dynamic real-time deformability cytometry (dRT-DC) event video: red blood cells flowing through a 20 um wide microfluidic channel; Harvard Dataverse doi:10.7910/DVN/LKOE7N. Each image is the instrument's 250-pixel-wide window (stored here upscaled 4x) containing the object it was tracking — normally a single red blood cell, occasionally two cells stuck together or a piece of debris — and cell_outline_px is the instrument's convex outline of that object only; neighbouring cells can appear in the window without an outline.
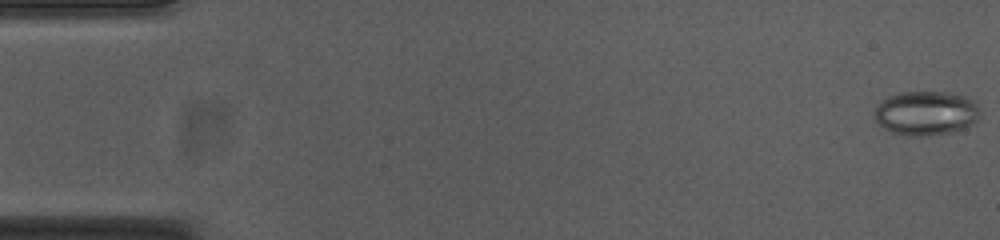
{"species": "common noctule bat (a hibernating species)", "species_latin": "Nyctalus noctula", "temperature_condition": "cold", "stored_images_in_passage": 55, "camera_frame_rate_fps": 3000, "um_per_image_px": 0.085, "animal": {"sex": "female", "body_mass_g": 23.0, "forearm_length_mm": 53.4}, "frame": {"image": 1, "passage_image": 1, "time_ms": 0.0, "image_size_px": [1000, 240], "cell_outline_px": [[980, 116], [972, 124], [964, 128], [948, 132], [928, 136], [904, 136], [892, 132], [884, 128], [876, 120], [872, 112], [888, 96], [900, 92], [944, 92], [964, 96], [976, 100], [980, 108]], "centroid_in_image_um": [78.73, 9.62], "position_along_channel_um": 6.3, "area_um2": 27.34}}
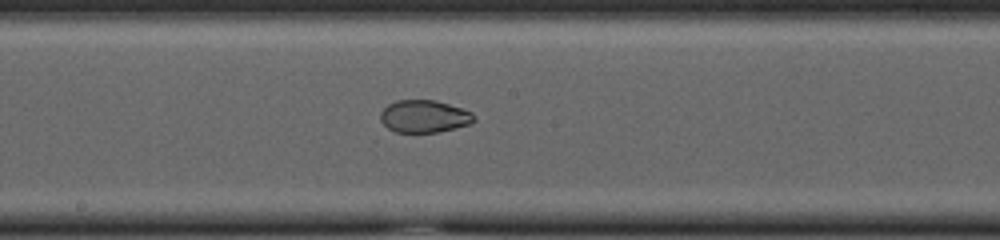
{"frame": {"image": 2, "passage_image": 29, "time_ms": 9.333, "image_size_px": [1000, 240], "cell_outline_px": [[476, 120], [472, 124], [440, 132], [396, 132], [388, 128], [380, 120], [380, 112], [388, 104], [396, 100], [436, 100], [472, 112], [476, 116]], "centroid_in_image_um": [36.08, 9.89], "position_along_channel_um": 212.1, "area_um2": 17.86}}
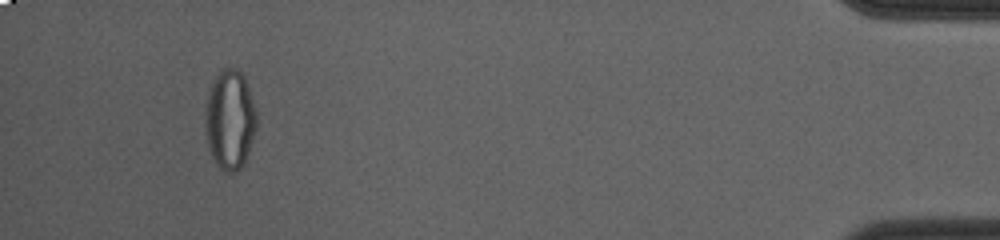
{"frame": {"image": 3, "passage_image": 51, "time_ms": 16.667, "image_size_px": [1000, 240], "cell_outline_px": [[256, 128], [244, 164], [236, 172], [228, 172], [220, 168], [216, 164], [212, 156], [208, 144], [204, 120], [204, 112], [208, 92], [216, 76], [224, 68], [236, 68], [244, 76], [256, 112]], "centroid_in_image_um": [19.53, 10.18], "position_along_channel_um": 415.7, "area_um2": 29.54}}